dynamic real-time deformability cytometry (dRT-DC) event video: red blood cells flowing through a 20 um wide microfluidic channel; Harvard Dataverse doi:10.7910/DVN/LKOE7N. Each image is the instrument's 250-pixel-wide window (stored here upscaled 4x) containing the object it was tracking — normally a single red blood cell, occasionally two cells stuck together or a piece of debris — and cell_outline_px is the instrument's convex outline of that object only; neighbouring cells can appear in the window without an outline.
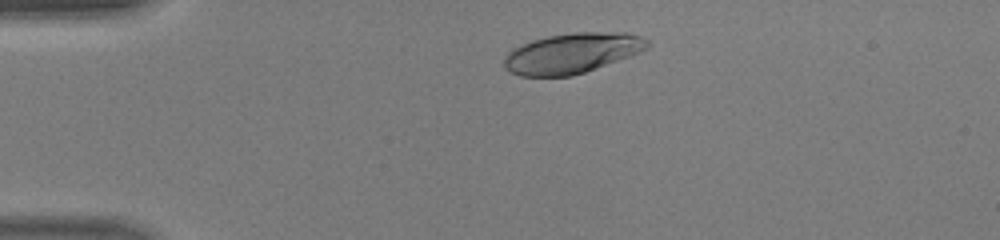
{"species": "human", "species_latin": "Homo sapiens", "temperature_condition": "warm", "stored_images_in_passage": 32, "camera_frame_rate_fps": 3000, "um_per_image_px": 0.085, "donor": {"sex": "male"}, "frame": {"image": 1, "passage_image": 1, "time_ms": 0.0, "image_size_px": [1000, 240], "cell_outline_px": [[648, 48], [640, 52], [596, 68], [572, 76], [520, 76], [504, 68], [504, 56], [512, 48], [532, 40], [548, 36], [576, 32], [628, 32], [640, 36], [648, 40]], "centroid_in_image_um": [48.61, 4.51], "position_along_channel_um": 36.4, "area_um2": 33.52}}
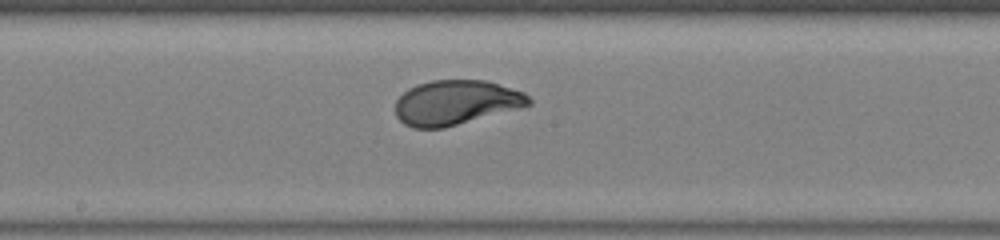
{"frame": {"image": 2, "passage_image": 16, "time_ms": 5.0, "image_size_px": [1000, 240], "cell_outline_px": [[532, 104], [520, 108], [444, 128], [412, 128], [404, 124], [396, 116], [396, 100], [408, 88], [416, 84], [432, 80], [484, 80], [524, 92], [532, 100]], "centroid_in_image_um": [38.74, 8.72], "position_along_channel_um": 209.5, "area_um2": 34.74}}
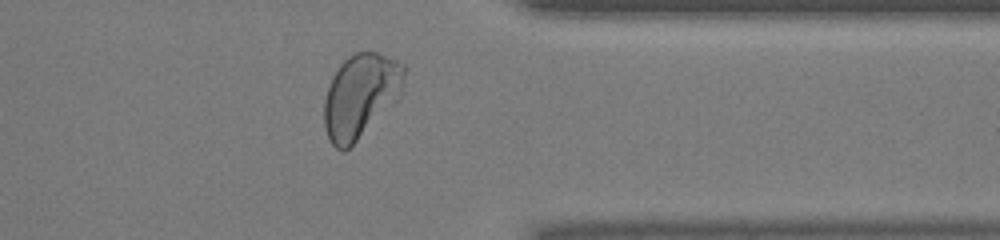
{"frame": {"image": 3, "passage_image": 28, "time_ms": 9.0, "image_size_px": [1000, 240], "cell_outline_px": [[408, 68], [400, 96], [344, 152], [336, 148], [328, 140], [324, 124], [324, 100], [332, 76], [340, 64], [352, 52], [368, 48], [396, 60], [404, 64]], "centroid_in_image_um": [30.65, 8.06], "position_along_channel_um": 380.7, "area_um2": 39.36}, "authors_computed_cell_mechanics": {"area_um2": 34.9979, "velocity_mm_per_s": 4.4407, "shape_relaxation_time_tau1_ms": 2.3152, "shape_relaxation_time_tau2_ms": null, "deformation_change_tau1": 0.1643, "deformation_change_tau2": null}}